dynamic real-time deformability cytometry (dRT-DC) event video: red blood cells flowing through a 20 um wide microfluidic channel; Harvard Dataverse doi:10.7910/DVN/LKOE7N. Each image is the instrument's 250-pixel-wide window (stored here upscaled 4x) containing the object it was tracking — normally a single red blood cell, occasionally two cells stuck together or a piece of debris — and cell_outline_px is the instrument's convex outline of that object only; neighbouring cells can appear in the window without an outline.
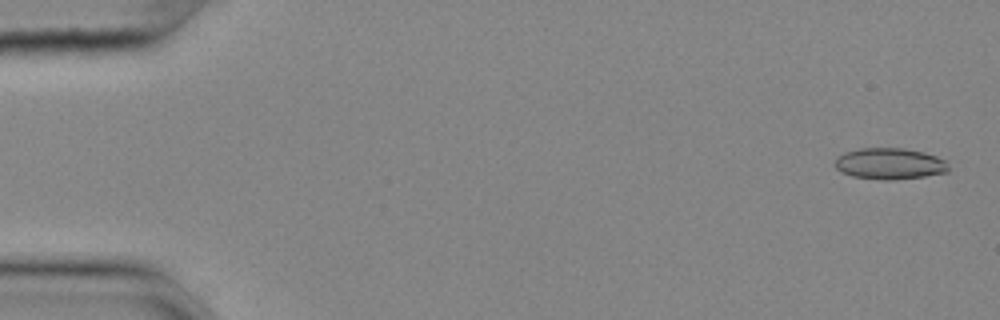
{"species": "common noctule bat (a hibernating species)", "species_latin": "Nyctalus noctula", "temperature_condition": "cold", "stored_images_in_passage": 56, "camera_frame_rate_fps": 3000, "um_per_image_px": 0.085, "animal": {"sex": "female", "body_mass_g": 25.1}, "frame": {"image": 1, "passage_image": 2, "time_ms": 0.333, "image_size_px": [1000, 320], "cell_outline_px": [[948, 172], [924, 176], [892, 180], [884, 180], [852, 176], [840, 172], [836, 168], [836, 156], [844, 152], [860, 148], [904, 148], [924, 152], [936, 156], [944, 160], [948, 168]], "centroid_in_image_um": [75.59, 13.91], "position_along_channel_um": 9.4, "area_um2": 20.69}}
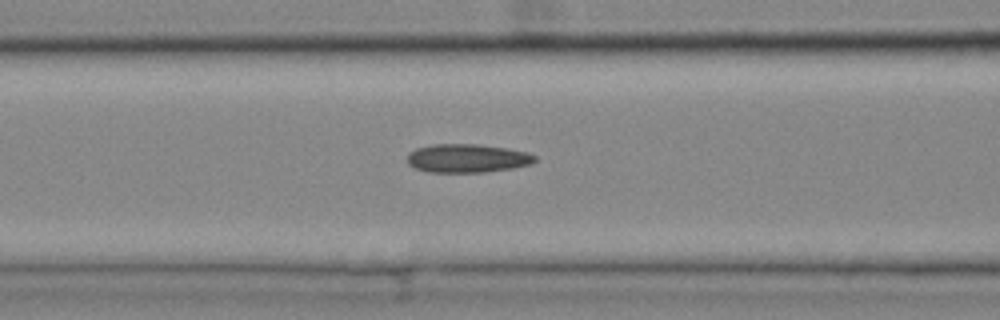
{"frame": {"image": 2, "passage_image": 23, "time_ms": 7.333, "image_size_px": [1000, 320], "cell_outline_px": [[536, 160], [528, 164], [512, 168], [484, 172], [428, 172], [416, 168], [408, 164], [408, 152], [416, 148], [432, 144], [476, 144], [504, 148], [528, 152], [536, 156]], "centroid_in_image_um": [39.68, 13.45], "position_along_channel_um": 126.9, "area_um2": 21.1}}
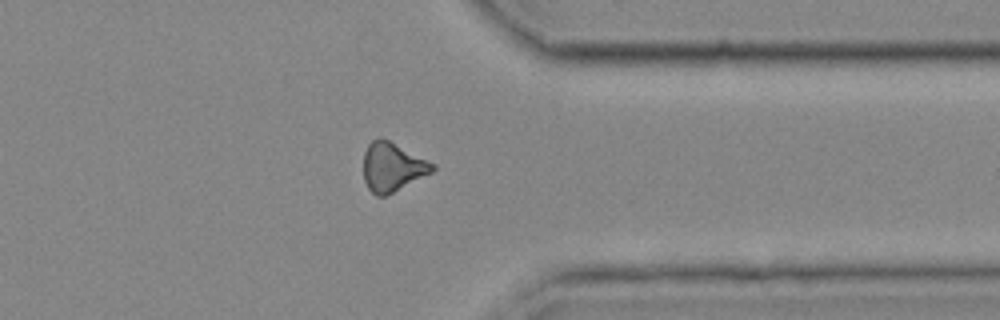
{"frame": {"image": 3, "passage_image": 44, "time_ms": 14.333, "image_size_px": [1000, 320], "cell_outline_px": [[436, 168], [432, 172], [384, 196], [376, 196], [368, 188], [364, 180], [364, 152], [368, 144], [372, 140], [380, 136], [436, 164]], "centroid_in_image_um": [33.34, 14.17], "position_along_channel_um": 378.1, "area_um2": 19.42}}